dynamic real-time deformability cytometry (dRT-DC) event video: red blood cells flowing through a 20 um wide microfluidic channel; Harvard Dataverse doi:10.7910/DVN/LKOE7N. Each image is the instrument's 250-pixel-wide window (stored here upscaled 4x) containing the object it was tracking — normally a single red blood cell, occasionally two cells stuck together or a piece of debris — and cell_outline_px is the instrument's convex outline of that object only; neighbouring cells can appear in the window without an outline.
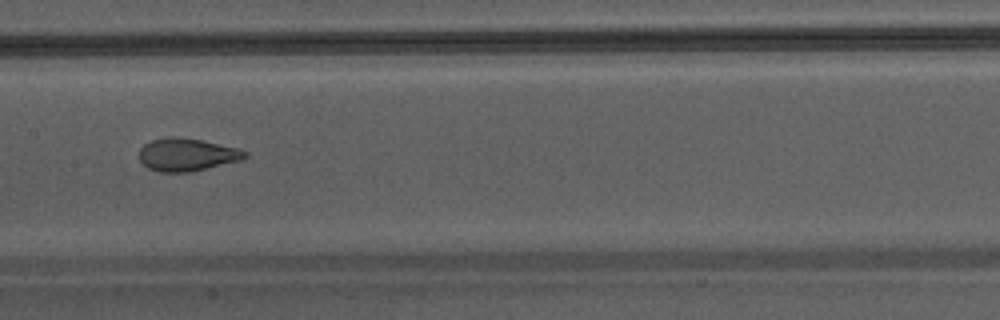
{"species": "Egyptian fruit bat (a non-hibernating species)", "species_latin": "Rousettus aegyptiacus", "temperature_condition": "warm", "stored_images_in_passage": 5, "camera_frame_rate_fps": 3000, "um_per_image_px": 0.085, "animal": {"sex": "male"}, "frame": {"image": 1, "passage_image": 4, "time_ms": 1.0, "image_size_px": [1000, 320], "cell_outline_px": [[248, 156], [240, 160], [188, 172], [160, 172], [148, 168], [140, 160], [140, 148], [144, 144], [152, 140], [176, 136], [200, 140], [240, 148], [248, 152]], "centroid_in_image_um": [15.9, 13.14], "position_along_channel_um": 191.5, "area_um2": 19.94}}
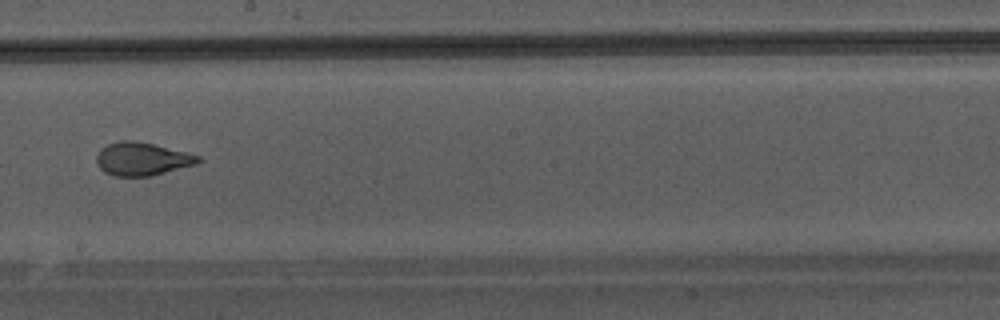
{"frame": {"image": 2, "passage_image": 5, "time_ms": 1.333, "image_size_px": [1000, 320], "cell_outline_px": [[200, 160], [196, 164], [152, 176], [112, 176], [104, 172], [96, 164], [96, 156], [100, 148], [108, 144], [120, 140], [132, 140], [152, 144], [200, 156]], "centroid_in_image_um": [12.01, 13.52], "position_along_channel_um": 236.2, "area_um2": 19.54}}